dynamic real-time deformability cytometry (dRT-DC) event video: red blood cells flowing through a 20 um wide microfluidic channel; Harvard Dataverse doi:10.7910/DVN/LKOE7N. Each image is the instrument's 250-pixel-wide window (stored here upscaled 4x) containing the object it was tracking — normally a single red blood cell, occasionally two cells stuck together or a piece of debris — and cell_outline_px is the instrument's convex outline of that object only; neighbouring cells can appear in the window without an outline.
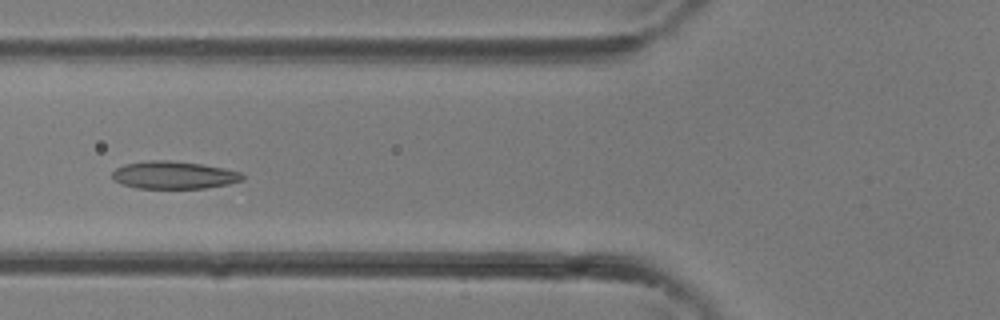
{"species": "common noctule bat (a hibernating species)", "species_latin": "Nyctalus noctula", "temperature_condition": "room temperature", "stored_images_in_passage": 28, "camera_frame_rate_fps": 3000, "um_per_image_px": 0.085, "animal": {"sex": "female"}, "frame": {"image": 1, "passage_image": 13, "time_ms": 4.0, "image_size_px": [1000, 320], "cell_outline_px": [[244, 180], [228, 184], [204, 188], [136, 188], [112, 180], [112, 172], [116, 168], [124, 164], [148, 160], [168, 160], [200, 164], [224, 168], [240, 172], [244, 176]], "centroid_in_image_um": [14.76, 14.88], "position_along_channel_um": 111.0, "area_um2": 20.92}}
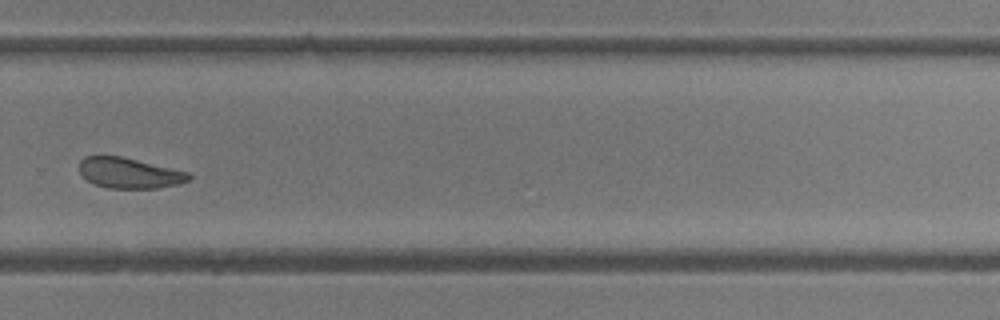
{"frame": {"image": 2, "passage_image": 24, "time_ms": 7.667, "image_size_px": [1000, 320], "cell_outline_px": [[192, 176], [188, 180], [180, 184], [156, 188], [108, 188], [96, 184], [88, 180], [80, 172], [80, 160], [84, 156], [120, 156], [192, 172]], "centroid_in_image_um": [11.05, 14.7], "position_along_channel_um": 318.8, "area_um2": 19.48}}